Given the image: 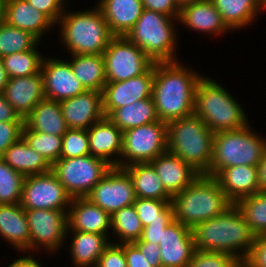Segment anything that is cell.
I'll list each match as a JSON object with an SVG mask.
<instances>
[{"instance_id":"cell-27","label":"cell","mask_w":266,"mask_h":267,"mask_svg":"<svg viewBox=\"0 0 266 267\" xmlns=\"http://www.w3.org/2000/svg\"><path fill=\"white\" fill-rule=\"evenodd\" d=\"M0 235L21 252L30 251L28 220L20 203L0 204Z\"/></svg>"},{"instance_id":"cell-32","label":"cell","mask_w":266,"mask_h":267,"mask_svg":"<svg viewBox=\"0 0 266 267\" xmlns=\"http://www.w3.org/2000/svg\"><path fill=\"white\" fill-rule=\"evenodd\" d=\"M72 57L70 66L84 89L102 92L107 83L103 55L74 54Z\"/></svg>"},{"instance_id":"cell-56","label":"cell","mask_w":266,"mask_h":267,"mask_svg":"<svg viewBox=\"0 0 266 267\" xmlns=\"http://www.w3.org/2000/svg\"><path fill=\"white\" fill-rule=\"evenodd\" d=\"M7 0H0V24L5 22Z\"/></svg>"},{"instance_id":"cell-31","label":"cell","mask_w":266,"mask_h":267,"mask_svg":"<svg viewBox=\"0 0 266 267\" xmlns=\"http://www.w3.org/2000/svg\"><path fill=\"white\" fill-rule=\"evenodd\" d=\"M129 173L134 186L136 198L172 200L162 181L150 163H135L124 167Z\"/></svg>"},{"instance_id":"cell-22","label":"cell","mask_w":266,"mask_h":267,"mask_svg":"<svg viewBox=\"0 0 266 267\" xmlns=\"http://www.w3.org/2000/svg\"><path fill=\"white\" fill-rule=\"evenodd\" d=\"M214 178L233 204L260 192L258 166H231L219 171Z\"/></svg>"},{"instance_id":"cell-13","label":"cell","mask_w":266,"mask_h":267,"mask_svg":"<svg viewBox=\"0 0 266 267\" xmlns=\"http://www.w3.org/2000/svg\"><path fill=\"white\" fill-rule=\"evenodd\" d=\"M86 198L112 215L135 202L133 181L124 168L112 167Z\"/></svg>"},{"instance_id":"cell-45","label":"cell","mask_w":266,"mask_h":267,"mask_svg":"<svg viewBox=\"0 0 266 267\" xmlns=\"http://www.w3.org/2000/svg\"><path fill=\"white\" fill-rule=\"evenodd\" d=\"M96 267H127L123 247L110 243L99 257Z\"/></svg>"},{"instance_id":"cell-39","label":"cell","mask_w":266,"mask_h":267,"mask_svg":"<svg viewBox=\"0 0 266 267\" xmlns=\"http://www.w3.org/2000/svg\"><path fill=\"white\" fill-rule=\"evenodd\" d=\"M22 138L32 149L44 157L51 166L60 158L62 136L34 132L24 125Z\"/></svg>"},{"instance_id":"cell-41","label":"cell","mask_w":266,"mask_h":267,"mask_svg":"<svg viewBox=\"0 0 266 267\" xmlns=\"http://www.w3.org/2000/svg\"><path fill=\"white\" fill-rule=\"evenodd\" d=\"M25 176L0 158V204H18Z\"/></svg>"},{"instance_id":"cell-52","label":"cell","mask_w":266,"mask_h":267,"mask_svg":"<svg viewBox=\"0 0 266 267\" xmlns=\"http://www.w3.org/2000/svg\"><path fill=\"white\" fill-rule=\"evenodd\" d=\"M0 122H24L3 94H0Z\"/></svg>"},{"instance_id":"cell-54","label":"cell","mask_w":266,"mask_h":267,"mask_svg":"<svg viewBox=\"0 0 266 267\" xmlns=\"http://www.w3.org/2000/svg\"><path fill=\"white\" fill-rule=\"evenodd\" d=\"M8 267H42L31 255L14 260Z\"/></svg>"},{"instance_id":"cell-18","label":"cell","mask_w":266,"mask_h":267,"mask_svg":"<svg viewBox=\"0 0 266 267\" xmlns=\"http://www.w3.org/2000/svg\"><path fill=\"white\" fill-rule=\"evenodd\" d=\"M68 128L87 130L105 117L102 92L85 90L83 93L59 102Z\"/></svg>"},{"instance_id":"cell-26","label":"cell","mask_w":266,"mask_h":267,"mask_svg":"<svg viewBox=\"0 0 266 267\" xmlns=\"http://www.w3.org/2000/svg\"><path fill=\"white\" fill-rule=\"evenodd\" d=\"M5 22L32 33L39 40L44 31L55 25L46 14L34 8L27 0H7Z\"/></svg>"},{"instance_id":"cell-44","label":"cell","mask_w":266,"mask_h":267,"mask_svg":"<svg viewBox=\"0 0 266 267\" xmlns=\"http://www.w3.org/2000/svg\"><path fill=\"white\" fill-rule=\"evenodd\" d=\"M24 122H0V158L15 142L22 138Z\"/></svg>"},{"instance_id":"cell-16","label":"cell","mask_w":266,"mask_h":267,"mask_svg":"<svg viewBox=\"0 0 266 267\" xmlns=\"http://www.w3.org/2000/svg\"><path fill=\"white\" fill-rule=\"evenodd\" d=\"M159 248L162 267H186L196 251L192 229L174 219L163 230Z\"/></svg>"},{"instance_id":"cell-2","label":"cell","mask_w":266,"mask_h":267,"mask_svg":"<svg viewBox=\"0 0 266 267\" xmlns=\"http://www.w3.org/2000/svg\"><path fill=\"white\" fill-rule=\"evenodd\" d=\"M192 233L197 251L225 253L242 262L256 237L236 204L219 216L197 224ZM238 249L242 255L240 251L236 252Z\"/></svg>"},{"instance_id":"cell-55","label":"cell","mask_w":266,"mask_h":267,"mask_svg":"<svg viewBox=\"0 0 266 267\" xmlns=\"http://www.w3.org/2000/svg\"><path fill=\"white\" fill-rule=\"evenodd\" d=\"M8 81L9 76L4 68L3 60L0 58V94H3Z\"/></svg>"},{"instance_id":"cell-47","label":"cell","mask_w":266,"mask_h":267,"mask_svg":"<svg viewBox=\"0 0 266 267\" xmlns=\"http://www.w3.org/2000/svg\"><path fill=\"white\" fill-rule=\"evenodd\" d=\"M34 8L46 14L55 24L63 15V0H27Z\"/></svg>"},{"instance_id":"cell-36","label":"cell","mask_w":266,"mask_h":267,"mask_svg":"<svg viewBox=\"0 0 266 267\" xmlns=\"http://www.w3.org/2000/svg\"><path fill=\"white\" fill-rule=\"evenodd\" d=\"M40 40L32 33L15 28L6 22L0 24V58L34 49Z\"/></svg>"},{"instance_id":"cell-43","label":"cell","mask_w":266,"mask_h":267,"mask_svg":"<svg viewBox=\"0 0 266 267\" xmlns=\"http://www.w3.org/2000/svg\"><path fill=\"white\" fill-rule=\"evenodd\" d=\"M242 261L232 255L218 252L195 251L186 267H241Z\"/></svg>"},{"instance_id":"cell-34","label":"cell","mask_w":266,"mask_h":267,"mask_svg":"<svg viewBox=\"0 0 266 267\" xmlns=\"http://www.w3.org/2000/svg\"><path fill=\"white\" fill-rule=\"evenodd\" d=\"M108 118L122 132L141 125L159 121L152 97L117 108L108 116Z\"/></svg>"},{"instance_id":"cell-28","label":"cell","mask_w":266,"mask_h":267,"mask_svg":"<svg viewBox=\"0 0 266 267\" xmlns=\"http://www.w3.org/2000/svg\"><path fill=\"white\" fill-rule=\"evenodd\" d=\"M24 125L34 131L63 136L69 129L58 101L43 99L24 119Z\"/></svg>"},{"instance_id":"cell-46","label":"cell","mask_w":266,"mask_h":267,"mask_svg":"<svg viewBox=\"0 0 266 267\" xmlns=\"http://www.w3.org/2000/svg\"><path fill=\"white\" fill-rule=\"evenodd\" d=\"M242 265L244 267H266V234L255 237L252 248Z\"/></svg>"},{"instance_id":"cell-24","label":"cell","mask_w":266,"mask_h":267,"mask_svg":"<svg viewBox=\"0 0 266 267\" xmlns=\"http://www.w3.org/2000/svg\"><path fill=\"white\" fill-rule=\"evenodd\" d=\"M97 6L114 36H126L144 10L142 0H101Z\"/></svg>"},{"instance_id":"cell-7","label":"cell","mask_w":266,"mask_h":267,"mask_svg":"<svg viewBox=\"0 0 266 267\" xmlns=\"http://www.w3.org/2000/svg\"><path fill=\"white\" fill-rule=\"evenodd\" d=\"M251 132L248 124L241 129L214 134L213 157L208 176L214 177L222 169L231 166L259 165L263 159L266 140Z\"/></svg>"},{"instance_id":"cell-29","label":"cell","mask_w":266,"mask_h":267,"mask_svg":"<svg viewBox=\"0 0 266 267\" xmlns=\"http://www.w3.org/2000/svg\"><path fill=\"white\" fill-rule=\"evenodd\" d=\"M12 169L24 176L51 171L47 160L32 149L23 138L12 144L1 157Z\"/></svg>"},{"instance_id":"cell-48","label":"cell","mask_w":266,"mask_h":267,"mask_svg":"<svg viewBox=\"0 0 266 267\" xmlns=\"http://www.w3.org/2000/svg\"><path fill=\"white\" fill-rule=\"evenodd\" d=\"M143 7L179 19L180 8L176 0H142Z\"/></svg>"},{"instance_id":"cell-6","label":"cell","mask_w":266,"mask_h":267,"mask_svg":"<svg viewBox=\"0 0 266 267\" xmlns=\"http://www.w3.org/2000/svg\"><path fill=\"white\" fill-rule=\"evenodd\" d=\"M58 22L63 43L72 55L102 54L114 37L98 6L89 11L64 12Z\"/></svg>"},{"instance_id":"cell-21","label":"cell","mask_w":266,"mask_h":267,"mask_svg":"<svg viewBox=\"0 0 266 267\" xmlns=\"http://www.w3.org/2000/svg\"><path fill=\"white\" fill-rule=\"evenodd\" d=\"M67 213V231L89 232L107 235L111 229V215L86 197L72 198Z\"/></svg>"},{"instance_id":"cell-38","label":"cell","mask_w":266,"mask_h":267,"mask_svg":"<svg viewBox=\"0 0 266 267\" xmlns=\"http://www.w3.org/2000/svg\"><path fill=\"white\" fill-rule=\"evenodd\" d=\"M2 60L9 78H14L40 73L43 57L35 47L32 50L4 56Z\"/></svg>"},{"instance_id":"cell-19","label":"cell","mask_w":266,"mask_h":267,"mask_svg":"<svg viewBox=\"0 0 266 267\" xmlns=\"http://www.w3.org/2000/svg\"><path fill=\"white\" fill-rule=\"evenodd\" d=\"M3 95L18 115L25 119L45 99L42 73L9 78Z\"/></svg>"},{"instance_id":"cell-53","label":"cell","mask_w":266,"mask_h":267,"mask_svg":"<svg viewBox=\"0 0 266 267\" xmlns=\"http://www.w3.org/2000/svg\"><path fill=\"white\" fill-rule=\"evenodd\" d=\"M258 182L260 192H266V148L263 154V159L258 165Z\"/></svg>"},{"instance_id":"cell-1","label":"cell","mask_w":266,"mask_h":267,"mask_svg":"<svg viewBox=\"0 0 266 267\" xmlns=\"http://www.w3.org/2000/svg\"><path fill=\"white\" fill-rule=\"evenodd\" d=\"M180 62H155L152 98L160 121L166 123L194 114L201 74ZM201 75V76H200Z\"/></svg>"},{"instance_id":"cell-5","label":"cell","mask_w":266,"mask_h":267,"mask_svg":"<svg viewBox=\"0 0 266 267\" xmlns=\"http://www.w3.org/2000/svg\"><path fill=\"white\" fill-rule=\"evenodd\" d=\"M194 114L214 134L248 125V117L238 102L219 83L207 77H202L197 85Z\"/></svg>"},{"instance_id":"cell-10","label":"cell","mask_w":266,"mask_h":267,"mask_svg":"<svg viewBox=\"0 0 266 267\" xmlns=\"http://www.w3.org/2000/svg\"><path fill=\"white\" fill-rule=\"evenodd\" d=\"M167 150V123L156 121L123 131L122 153L118 167L149 163Z\"/></svg>"},{"instance_id":"cell-23","label":"cell","mask_w":266,"mask_h":267,"mask_svg":"<svg viewBox=\"0 0 266 267\" xmlns=\"http://www.w3.org/2000/svg\"><path fill=\"white\" fill-rule=\"evenodd\" d=\"M87 132L90 155L118 167L120 159L112 160L109 157L121 155L123 132L106 116L88 128Z\"/></svg>"},{"instance_id":"cell-11","label":"cell","mask_w":266,"mask_h":267,"mask_svg":"<svg viewBox=\"0 0 266 267\" xmlns=\"http://www.w3.org/2000/svg\"><path fill=\"white\" fill-rule=\"evenodd\" d=\"M102 55L107 82H120L142 75L154 64L126 36H114Z\"/></svg>"},{"instance_id":"cell-49","label":"cell","mask_w":266,"mask_h":267,"mask_svg":"<svg viewBox=\"0 0 266 267\" xmlns=\"http://www.w3.org/2000/svg\"><path fill=\"white\" fill-rule=\"evenodd\" d=\"M145 256V260L153 267H162L159 244L141 241L140 239L133 242Z\"/></svg>"},{"instance_id":"cell-3","label":"cell","mask_w":266,"mask_h":267,"mask_svg":"<svg viewBox=\"0 0 266 267\" xmlns=\"http://www.w3.org/2000/svg\"><path fill=\"white\" fill-rule=\"evenodd\" d=\"M174 219L193 229L197 224L224 213L233 203L211 176L200 174L171 200Z\"/></svg>"},{"instance_id":"cell-30","label":"cell","mask_w":266,"mask_h":267,"mask_svg":"<svg viewBox=\"0 0 266 267\" xmlns=\"http://www.w3.org/2000/svg\"><path fill=\"white\" fill-rule=\"evenodd\" d=\"M70 254L77 267H96L99 257L111 243L107 236L89 232L73 231Z\"/></svg>"},{"instance_id":"cell-42","label":"cell","mask_w":266,"mask_h":267,"mask_svg":"<svg viewBox=\"0 0 266 267\" xmlns=\"http://www.w3.org/2000/svg\"><path fill=\"white\" fill-rule=\"evenodd\" d=\"M85 155H90L87 130L69 128L62 136L60 158H75Z\"/></svg>"},{"instance_id":"cell-12","label":"cell","mask_w":266,"mask_h":267,"mask_svg":"<svg viewBox=\"0 0 266 267\" xmlns=\"http://www.w3.org/2000/svg\"><path fill=\"white\" fill-rule=\"evenodd\" d=\"M71 200L72 197L52 171L24 178L20 200L24 209L62 210L68 213L66 207L70 206Z\"/></svg>"},{"instance_id":"cell-35","label":"cell","mask_w":266,"mask_h":267,"mask_svg":"<svg viewBox=\"0 0 266 267\" xmlns=\"http://www.w3.org/2000/svg\"><path fill=\"white\" fill-rule=\"evenodd\" d=\"M143 225L132 205L121 208L111 215V229L119 236L122 243H133L143 233Z\"/></svg>"},{"instance_id":"cell-25","label":"cell","mask_w":266,"mask_h":267,"mask_svg":"<svg viewBox=\"0 0 266 267\" xmlns=\"http://www.w3.org/2000/svg\"><path fill=\"white\" fill-rule=\"evenodd\" d=\"M178 20L190 29L215 35L230 29L212 0H198L183 6Z\"/></svg>"},{"instance_id":"cell-20","label":"cell","mask_w":266,"mask_h":267,"mask_svg":"<svg viewBox=\"0 0 266 267\" xmlns=\"http://www.w3.org/2000/svg\"><path fill=\"white\" fill-rule=\"evenodd\" d=\"M149 163L154 167L165 190L171 196L182 192L200 175L190 164L168 150Z\"/></svg>"},{"instance_id":"cell-15","label":"cell","mask_w":266,"mask_h":267,"mask_svg":"<svg viewBox=\"0 0 266 267\" xmlns=\"http://www.w3.org/2000/svg\"><path fill=\"white\" fill-rule=\"evenodd\" d=\"M154 64L142 75L120 82H107L102 91L103 110L108 117L115 109L151 98Z\"/></svg>"},{"instance_id":"cell-8","label":"cell","mask_w":266,"mask_h":267,"mask_svg":"<svg viewBox=\"0 0 266 267\" xmlns=\"http://www.w3.org/2000/svg\"><path fill=\"white\" fill-rule=\"evenodd\" d=\"M173 17L145 9L126 37L155 62H176ZM174 56V57H173ZM176 59V60H175Z\"/></svg>"},{"instance_id":"cell-33","label":"cell","mask_w":266,"mask_h":267,"mask_svg":"<svg viewBox=\"0 0 266 267\" xmlns=\"http://www.w3.org/2000/svg\"><path fill=\"white\" fill-rule=\"evenodd\" d=\"M223 21L231 29H239L254 21L258 9L266 8V0H212Z\"/></svg>"},{"instance_id":"cell-4","label":"cell","mask_w":266,"mask_h":267,"mask_svg":"<svg viewBox=\"0 0 266 267\" xmlns=\"http://www.w3.org/2000/svg\"><path fill=\"white\" fill-rule=\"evenodd\" d=\"M213 138L214 133L195 114L167 123V150L200 174L208 175L213 157Z\"/></svg>"},{"instance_id":"cell-17","label":"cell","mask_w":266,"mask_h":267,"mask_svg":"<svg viewBox=\"0 0 266 267\" xmlns=\"http://www.w3.org/2000/svg\"><path fill=\"white\" fill-rule=\"evenodd\" d=\"M41 73L46 99L60 102L85 91L74 75L69 61L44 58L41 65Z\"/></svg>"},{"instance_id":"cell-57","label":"cell","mask_w":266,"mask_h":267,"mask_svg":"<svg viewBox=\"0 0 266 267\" xmlns=\"http://www.w3.org/2000/svg\"><path fill=\"white\" fill-rule=\"evenodd\" d=\"M195 1H198V0H176V4L181 9L183 6L192 4Z\"/></svg>"},{"instance_id":"cell-14","label":"cell","mask_w":266,"mask_h":267,"mask_svg":"<svg viewBox=\"0 0 266 267\" xmlns=\"http://www.w3.org/2000/svg\"><path fill=\"white\" fill-rule=\"evenodd\" d=\"M25 213L30 231V250L34 251L41 245L54 251L63 244L68 233L67 213L46 209H25Z\"/></svg>"},{"instance_id":"cell-51","label":"cell","mask_w":266,"mask_h":267,"mask_svg":"<svg viewBox=\"0 0 266 267\" xmlns=\"http://www.w3.org/2000/svg\"><path fill=\"white\" fill-rule=\"evenodd\" d=\"M171 222L172 221H161L150 223L143 228V233L140 240L159 244L163 230Z\"/></svg>"},{"instance_id":"cell-40","label":"cell","mask_w":266,"mask_h":267,"mask_svg":"<svg viewBox=\"0 0 266 267\" xmlns=\"http://www.w3.org/2000/svg\"><path fill=\"white\" fill-rule=\"evenodd\" d=\"M133 206L143 227L150 223L174 220L171 200L136 198Z\"/></svg>"},{"instance_id":"cell-37","label":"cell","mask_w":266,"mask_h":267,"mask_svg":"<svg viewBox=\"0 0 266 267\" xmlns=\"http://www.w3.org/2000/svg\"><path fill=\"white\" fill-rule=\"evenodd\" d=\"M236 206L255 236L266 234V192L245 197L239 200Z\"/></svg>"},{"instance_id":"cell-50","label":"cell","mask_w":266,"mask_h":267,"mask_svg":"<svg viewBox=\"0 0 266 267\" xmlns=\"http://www.w3.org/2000/svg\"><path fill=\"white\" fill-rule=\"evenodd\" d=\"M126 256L127 267H153L147 263L140 249L134 243H119Z\"/></svg>"},{"instance_id":"cell-9","label":"cell","mask_w":266,"mask_h":267,"mask_svg":"<svg viewBox=\"0 0 266 267\" xmlns=\"http://www.w3.org/2000/svg\"><path fill=\"white\" fill-rule=\"evenodd\" d=\"M112 168L105 160L92 155L59 158L51 171L72 198H84Z\"/></svg>"}]
</instances>
